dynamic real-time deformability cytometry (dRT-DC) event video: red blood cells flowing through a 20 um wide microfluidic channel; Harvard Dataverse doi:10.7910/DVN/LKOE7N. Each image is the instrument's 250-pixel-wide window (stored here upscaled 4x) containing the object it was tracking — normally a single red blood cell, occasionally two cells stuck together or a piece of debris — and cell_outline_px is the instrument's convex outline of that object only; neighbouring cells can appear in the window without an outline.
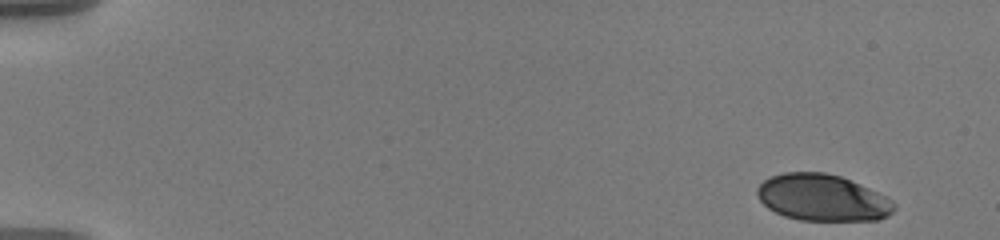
{"species": "human", "species_latin": "Homo sapiens", "temperature_condition": "warm", "stored_images_in_passage": 54, "camera_frame_rate_fps": 3000, "um_per_image_px": 0.085, "donor": {"sex": "male"}, "frame": {"image": 1, "passage_image": 1, "time_ms": 0.0, "image_size_px": [1000, 240], "cell_outline_px": [[896, 208], [888, 216], [880, 220], [800, 220], [784, 216], [768, 208], [760, 200], [756, 192], [756, 188], [764, 180], [772, 176], [784, 172], [824, 172], [840, 176], [868, 188], [892, 200], [896, 204]], "centroid_in_image_um": [69.9, 16.81], "position_along_channel_um": 15.1, "area_um2": 37.05}}
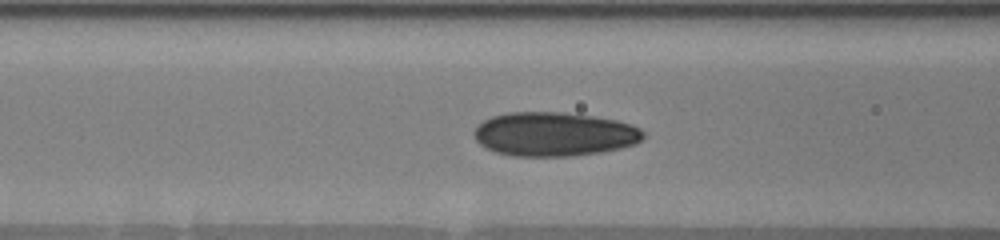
{"frame": {"image": 2, "passage_image": 22, "time_ms": 7.0, "image_size_px": [1000, 240], "cell_outline_px": [[644, 136], [636, 144], [604, 152], [568, 156], [512, 156], [496, 152], [480, 144], [476, 140], [472, 132], [484, 120], [492, 116], [508, 112], [564, 112], [592, 116], [616, 120], [632, 124], [640, 128], [644, 132]], "centroid_in_image_um": [47.12, 11.4], "position_along_channel_um": 119.5, "area_um2": 43.52}}
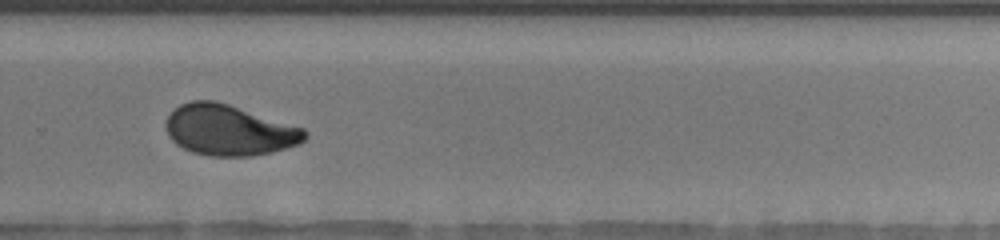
{"frame": {"image": 3, "passage_image": 38, "time_ms": 12.333, "image_size_px": [1000, 240], "cell_outline_px": [[308, 136], [300, 144], [272, 152], [252, 156], [208, 156], [192, 152], [176, 144], [168, 136], [164, 124], [168, 116], [180, 104], [192, 100], [216, 100], [304, 128], [308, 132]], "centroid_in_image_um": [19.47, 11.07], "position_along_channel_um": 310.3, "area_um2": 41.21}, "authors_computed_cell_mechanics": {"area_um2": 40.3444, "velocity_mm_per_s": 3.5885, "shape_relaxation_time_tau1_ms": 6.6035, "shape_relaxation_time_tau2_ms": 1.0337, "deformation_change_tau1": 0.1661, "deformation_change_tau2": 0.0566}}